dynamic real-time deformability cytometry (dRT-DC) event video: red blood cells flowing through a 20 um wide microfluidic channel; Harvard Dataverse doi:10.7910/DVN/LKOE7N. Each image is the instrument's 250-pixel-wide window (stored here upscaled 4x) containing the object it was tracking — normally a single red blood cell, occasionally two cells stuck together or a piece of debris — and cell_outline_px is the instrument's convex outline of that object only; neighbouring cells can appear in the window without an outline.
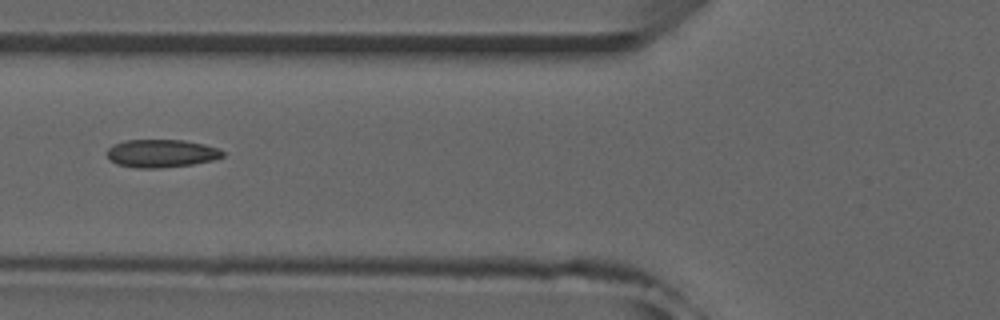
{"species": "common noctule bat (a hibernating species)", "species_latin": "Nyctalus noctula", "temperature_condition": "room temperature", "stored_images_in_passage": 30, "camera_frame_rate_fps": 3000, "um_per_image_px": 0.085, "animal": {"sex": "male", "forearm_length_mm": 52.5}, "frame": {"image": 1, "passage_image": 5, "time_ms": 1.333, "image_size_px": [1000, 320], "cell_outline_px": [[224, 156], [212, 160], [192, 164], [160, 168], [136, 168], [116, 164], [104, 152], [112, 144], [124, 140], [184, 140], [204, 144], [216, 148], [224, 152]], "centroid_in_image_um": [13.66, 13.03], "position_along_channel_um": 112.1, "area_um2": 18.9}, "authors_computed_cell_mechanics": {"area_um2": 18.6694, "velocity_mm_per_s": 3.9958, "shape_relaxation_time_tau1_ms": null, "shape_relaxation_time_tau2_ms": 2.1834, "deformation_change_tau1": null, "deformation_change_tau2": 0.0706}}